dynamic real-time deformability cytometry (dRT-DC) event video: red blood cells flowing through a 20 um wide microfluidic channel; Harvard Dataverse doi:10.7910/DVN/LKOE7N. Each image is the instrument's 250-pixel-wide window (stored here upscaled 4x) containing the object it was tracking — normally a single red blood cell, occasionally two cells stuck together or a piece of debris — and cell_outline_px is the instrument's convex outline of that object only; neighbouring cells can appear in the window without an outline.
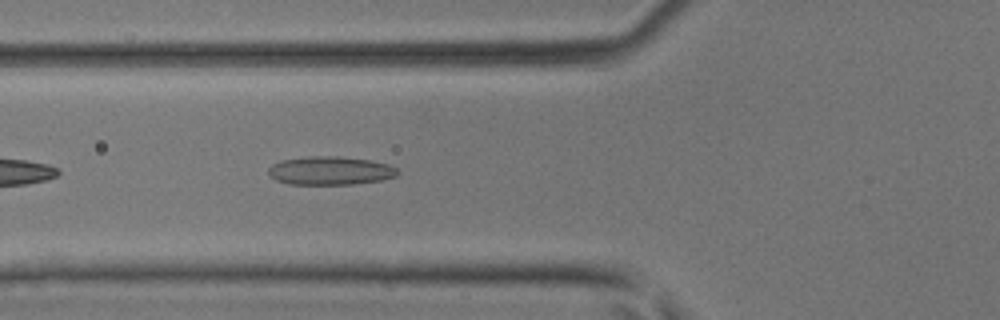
{"species": "common noctule bat (a hibernating species)", "species_latin": "Nyctalus noctula", "temperature_condition": "room temperature", "stored_images_in_passage": 33, "camera_frame_rate_fps": 3000, "um_per_image_px": 0.085, "animal": {"sex": "male", "body_mass_g": 17.9, "forearm_length_mm": 54.2}, "frame": {"image": 1, "passage_image": 4, "time_ms": 1.0, "image_size_px": [1000, 320], "cell_outline_px": [[400, 172], [396, 176], [380, 180], [352, 184], [288, 184], [276, 180], [268, 172], [268, 168], [272, 164], [284, 160], [312, 156], [340, 156], [368, 160], [388, 164], [396, 168]], "centroid_in_image_um": [28.08, 14.51], "position_along_channel_um": 97.7, "area_um2": 21.21}}
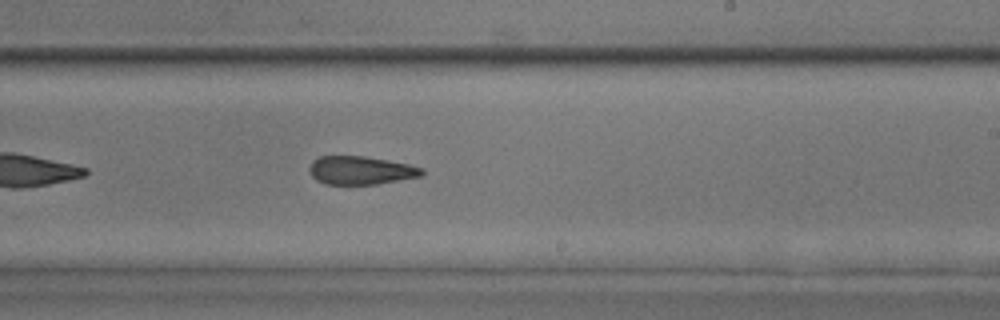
{"frame": {"image": 2, "passage_image": 15, "time_ms": 4.667, "image_size_px": [1000, 320], "cell_outline_px": [[424, 172], [420, 176], [376, 184], [324, 184], [316, 180], [312, 176], [308, 168], [312, 160], [320, 156], [364, 156], [388, 160], [408, 164], [424, 168]], "centroid_in_image_um": [30.63, 14.47], "position_along_channel_um": 258.4, "area_um2": 18.55}}
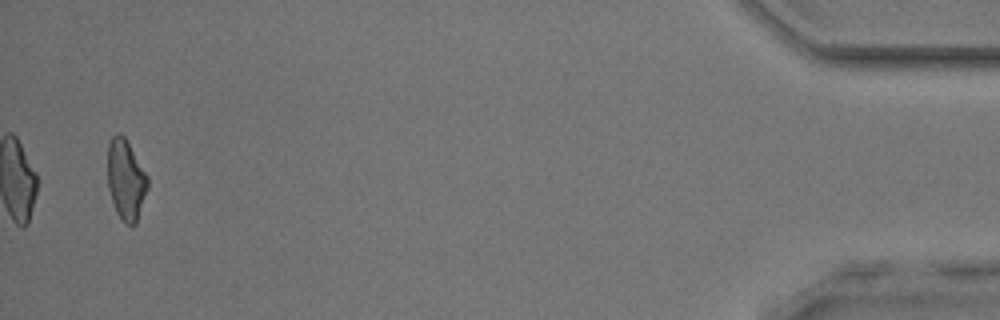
{"frame": {"image": 3, "passage_image": 32, "time_ms": 10.333, "image_size_px": [1000, 320], "cell_outline_px": [[148, 188], [136, 224], [132, 228], [124, 224], [116, 212], [108, 188], [108, 144], [112, 136], [116, 132], [120, 132], [124, 136], [148, 176]], "centroid_in_image_um": [10.7, 15.31], "position_along_channel_um": 424.5, "area_um2": 18.96}}